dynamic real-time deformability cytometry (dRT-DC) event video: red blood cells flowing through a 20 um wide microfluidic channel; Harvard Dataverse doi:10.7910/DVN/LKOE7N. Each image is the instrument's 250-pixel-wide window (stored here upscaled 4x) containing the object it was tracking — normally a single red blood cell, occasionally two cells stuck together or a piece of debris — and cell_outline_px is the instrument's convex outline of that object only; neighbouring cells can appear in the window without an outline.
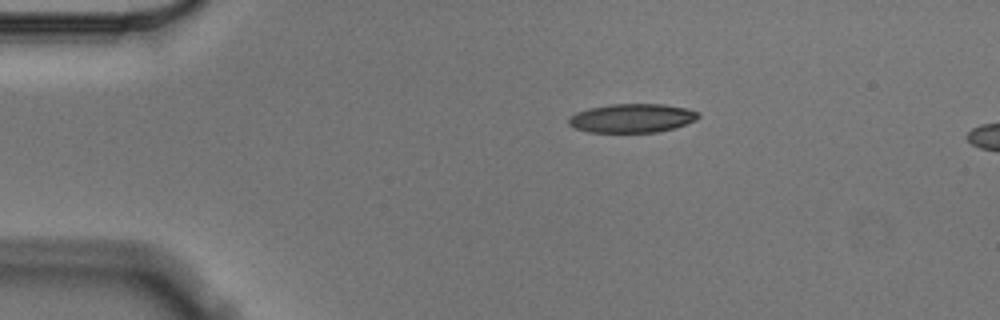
{"species": "Egyptian fruit bat (a non-hibernating species)", "species_latin": "Rousettus aegyptiacus", "temperature_condition": "cold", "stored_images_in_passage": 2, "camera_frame_rate_fps": 3000, "um_per_image_px": 0.085, "animal": {"sex": "male"}, "frame": {"image": 1, "passage_image": 1, "time_ms": 0.0, "image_size_px": [1000, 320], "cell_outline_px": [[700, 116], [696, 120], [676, 128], [656, 132], [588, 132], [576, 128], [568, 124], [568, 116], [576, 112], [588, 108], [612, 104], [664, 104], [688, 108], [696, 112]], "centroid_in_image_um": [53.71, 10.04], "position_along_channel_um": 31.3, "area_um2": 21.91}}